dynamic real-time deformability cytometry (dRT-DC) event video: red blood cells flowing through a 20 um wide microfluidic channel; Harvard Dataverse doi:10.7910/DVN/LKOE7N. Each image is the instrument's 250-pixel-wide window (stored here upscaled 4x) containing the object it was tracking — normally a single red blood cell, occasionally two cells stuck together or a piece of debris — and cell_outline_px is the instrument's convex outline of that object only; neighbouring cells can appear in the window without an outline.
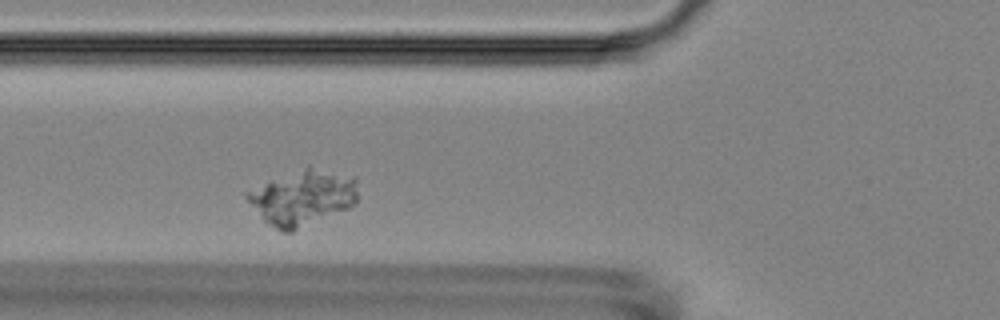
{"species": "Egyptian fruit bat (a non-hibernating species)", "species_latin": "Rousettus aegyptiacus", "temperature_condition": "room temperature", "stored_images_in_passage": 3, "camera_frame_rate_fps": 3000, "um_per_image_px": 0.085, "animal": {"sex": "female"}, "frame": {"image": 1, "passage_image": 3, "time_ms": 2.0, "image_size_px": [1000, 320], "cell_outline_px": [[356, 200], [348, 208], [292, 232], [280, 232], [268, 224], [264, 220], [244, 196], [244, 192], [308, 164], [356, 176]], "centroid_in_image_um": [25.73, 16.76], "position_along_channel_um": 100.1, "area_um2": 35.89}}